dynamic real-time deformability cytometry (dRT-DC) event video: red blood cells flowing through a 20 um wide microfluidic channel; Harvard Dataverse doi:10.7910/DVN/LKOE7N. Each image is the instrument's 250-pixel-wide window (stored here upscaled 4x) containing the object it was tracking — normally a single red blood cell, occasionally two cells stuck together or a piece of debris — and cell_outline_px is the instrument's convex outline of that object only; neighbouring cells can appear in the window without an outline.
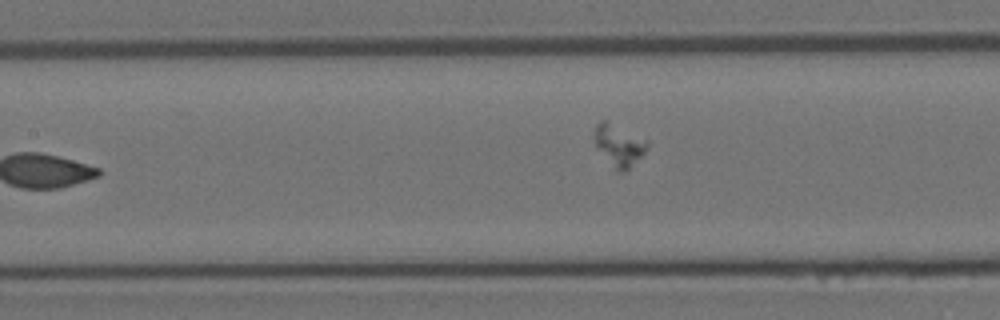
{"species": "Egyptian fruit bat (a non-hibernating species)", "species_latin": "Rousettus aegyptiacus", "temperature_condition": "room temperature", "stored_images_in_passage": 8, "segment_of_instrument_passage": [2, 2], "camera_frame_rate_fps": 3000, "um_per_image_px": 0.085, "animal": {"sex": "female"}, "frame": {"image": 1, "passage_image": 6, "time_ms": 1.667, "image_size_px": [1000, 320], "cell_outline_px": [[648, 148], [624, 172], [616, 172], [596, 144], [592, 136], [596, 124], [600, 120], [604, 120], [648, 140]], "centroid_in_image_um": [52.59, 12.33], "position_along_channel_um": 154.8, "area_um2": 12.48}}
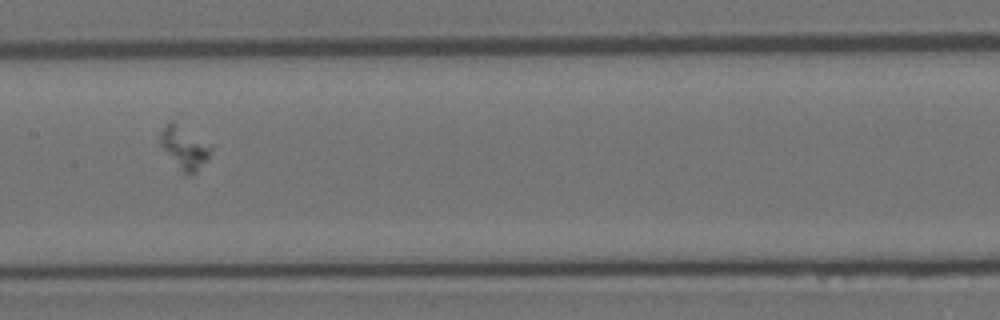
{"frame": {"image": 2, "passage_image": 7, "time_ms": 2.0, "image_size_px": [1000, 320], "cell_outline_px": [[212, 152], [196, 172], [184, 176], [180, 172], [160, 144], [160, 132], [164, 124], [168, 120], [212, 144]], "centroid_in_image_um": [15.67, 12.58], "position_along_channel_um": 191.7, "area_um2": 12.48}}
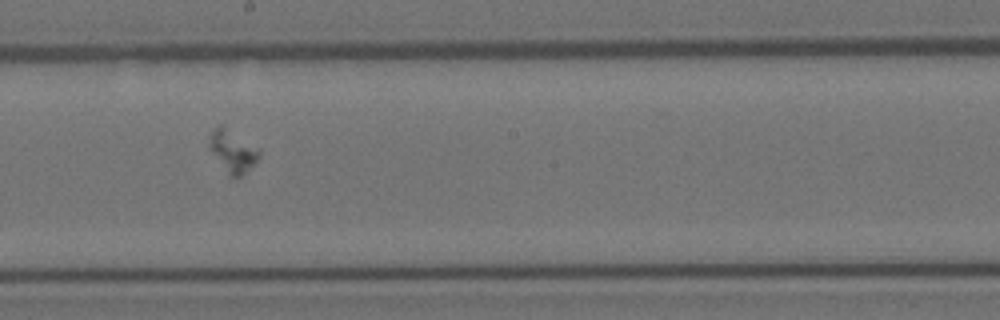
{"frame": {"image": 3, "passage_image": 8, "time_ms": 2.333, "image_size_px": [1000, 320], "cell_outline_px": [[260, 156], [240, 176], [228, 176], [208, 148], [208, 140], [212, 128], [220, 124], [224, 124], [260, 148]], "centroid_in_image_um": [19.73, 12.77], "position_along_channel_um": 228.5, "area_um2": 12.54}}